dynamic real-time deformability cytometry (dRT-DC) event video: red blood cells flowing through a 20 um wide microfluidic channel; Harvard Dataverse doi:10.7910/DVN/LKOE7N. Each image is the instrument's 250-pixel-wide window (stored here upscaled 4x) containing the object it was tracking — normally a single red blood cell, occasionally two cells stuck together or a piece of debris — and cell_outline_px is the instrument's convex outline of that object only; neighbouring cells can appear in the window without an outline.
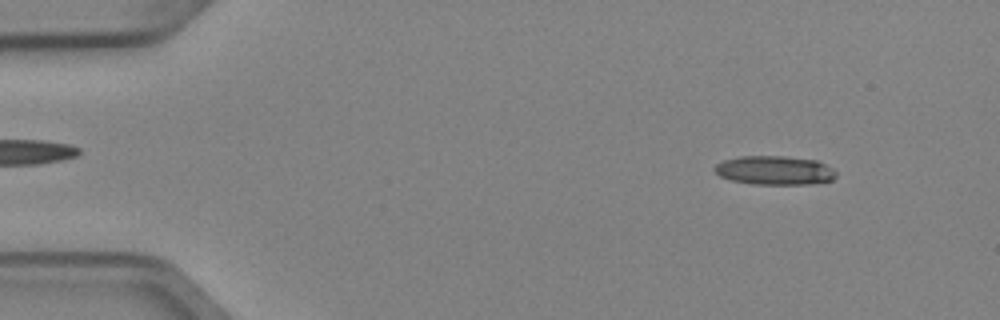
{"species": "Egyptian fruit bat (a non-hibernating species)", "species_latin": "Rousettus aegyptiacus", "temperature_condition": "cold", "stored_images_in_passage": 4, "camera_frame_rate_fps": 3000, "um_per_image_px": 0.085, "animal": {"sex": "female"}, "frame": {"image": 1, "passage_image": 1, "time_ms": 0.0, "image_size_px": [1000, 320], "cell_outline_px": [[836, 176], [832, 180], [808, 184], [752, 184], [732, 180], [720, 176], [712, 168], [716, 164], [724, 160], [740, 156], [784, 156], [816, 160], [832, 168], [836, 172]], "centroid_in_image_um": [65.83, 14.47], "position_along_channel_um": 19.2, "area_um2": 20.4}}
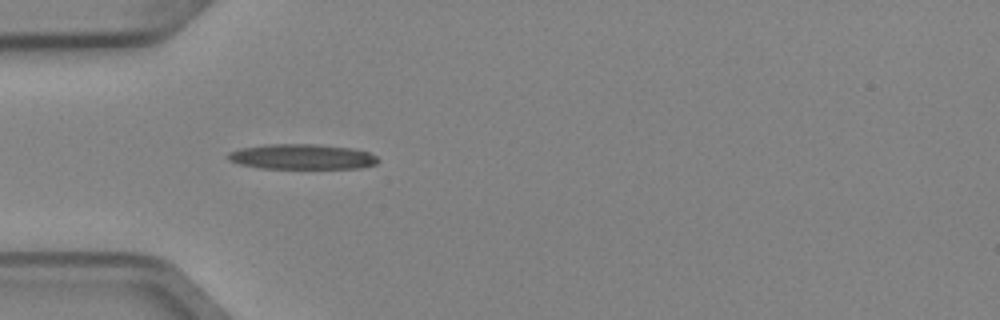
{"frame": {"image": 2, "passage_image": 4, "time_ms": 1.0, "image_size_px": [1000, 320], "cell_outline_px": [[380, 160], [376, 164], [364, 168], [260, 168], [240, 164], [228, 160], [224, 156], [228, 152], [240, 148], [268, 144], [316, 144], [352, 148], [368, 152], [376, 156]], "centroid_in_image_um": [25.65, 13.32], "position_along_channel_um": 59.3, "area_um2": 22.2}}